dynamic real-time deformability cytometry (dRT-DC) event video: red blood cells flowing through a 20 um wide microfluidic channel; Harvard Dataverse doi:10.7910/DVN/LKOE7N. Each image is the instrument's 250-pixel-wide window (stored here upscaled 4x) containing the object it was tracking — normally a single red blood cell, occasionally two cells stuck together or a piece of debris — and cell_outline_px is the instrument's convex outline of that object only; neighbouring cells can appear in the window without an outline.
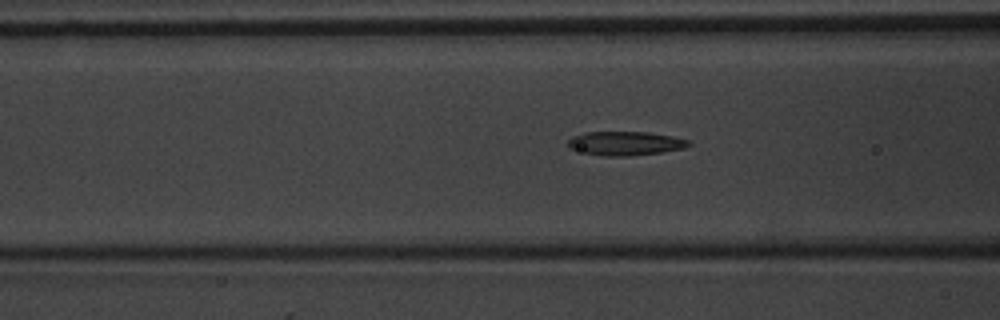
{"species": "common noctule bat (a hibernating species)", "species_latin": "Nyctalus noctula", "temperature_condition": "warm", "stored_images_in_passage": 43, "camera_frame_rate_fps": 3000, "um_per_image_px": 0.085, "animal": {"sex": "male", "body_mass_g": 20.1, "forearm_length_mm": 53.5}, "frame": {"image": 1, "passage_image": 9, "time_ms": 2.667, "image_size_px": [1000, 320], "cell_outline_px": [[692, 144], [684, 148], [664, 152], [628, 156], [604, 156], [584, 152], [568, 148], [568, 140], [572, 136], [588, 132], [648, 132], [672, 136], [688, 140]], "centroid_in_image_um": [53.16, 12.19], "position_along_channel_um": 113.4, "area_um2": 16.82}}
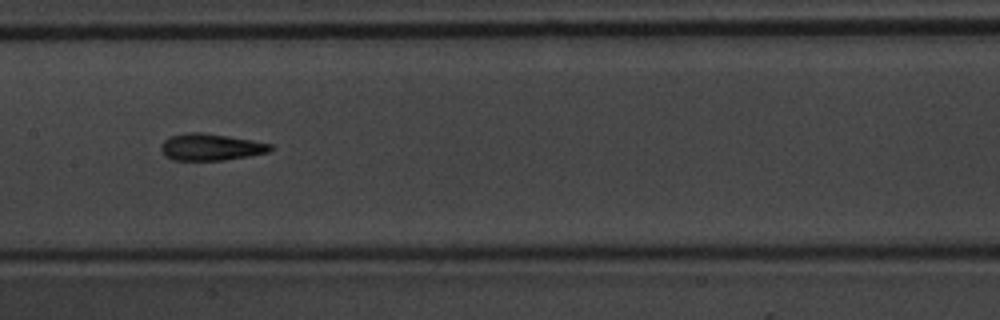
{"frame": {"image": 2, "passage_image": 15, "time_ms": 4.667, "image_size_px": [1000, 320], "cell_outline_px": [[272, 148], [268, 152], [248, 156], [224, 160], [172, 160], [164, 156], [160, 148], [160, 144], [168, 136], [188, 132], [204, 132], [252, 140], [272, 144]], "centroid_in_image_um": [17.86, 12.49], "position_along_channel_um": 189.5, "area_um2": 17.22}}
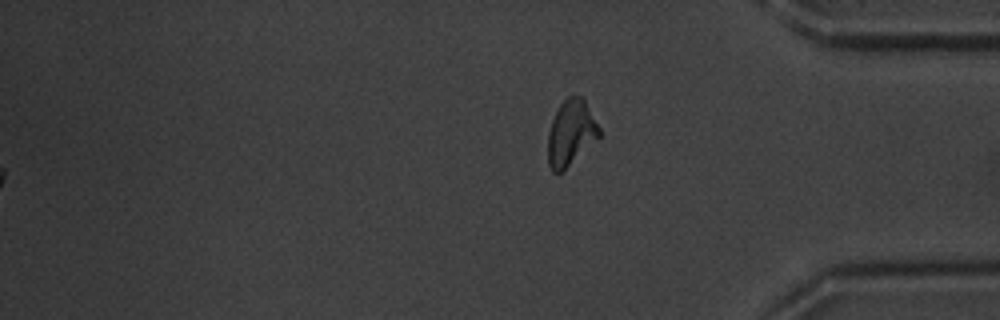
{"frame": {"image": 3, "passage_image": 43, "time_ms": 14.0, "image_size_px": [1000, 320], "cell_outline_px": [[600, 136], [560, 172], [552, 172], [548, 164], [548, 132], [552, 120], [560, 104], [568, 96], [584, 96], [600, 128]], "centroid_in_image_um": [48.52, 11.24], "position_along_channel_um": 386.7, "area_um2": 19.36}, "authors_computed_cell_mechanics": {"area_um2": 16.4152, "velocity_mm_per_s": 3.7848, "shape_relaxation_time_tau1_ms": 3.6537, "shape_relaxation_time_tau2_ms": 1.4365, "deformation_change_tau1": 0.1712, "deformation_change_tau2": 0.1055}}